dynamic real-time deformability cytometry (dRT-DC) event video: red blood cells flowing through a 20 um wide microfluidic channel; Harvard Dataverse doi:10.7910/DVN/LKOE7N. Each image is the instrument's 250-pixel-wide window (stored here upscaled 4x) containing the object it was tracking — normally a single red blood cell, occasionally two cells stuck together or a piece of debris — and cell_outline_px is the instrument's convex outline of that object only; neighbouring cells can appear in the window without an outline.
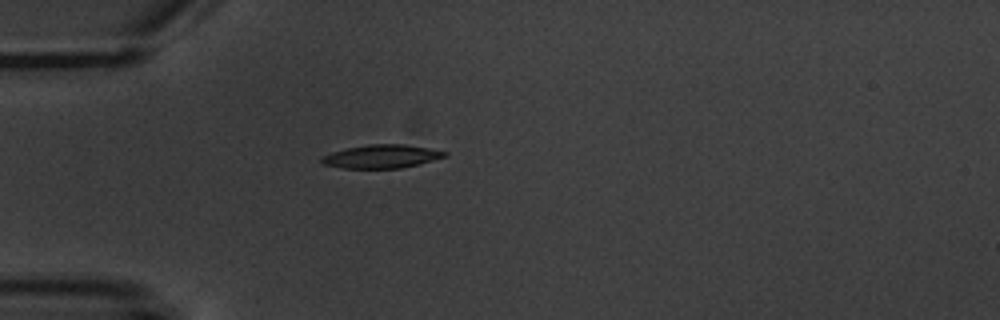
{"species": "common noctule bat (a hibernating species)", "species_latin": "Nyctalus noctula", "temperature_condition": "warm", "stored_images_in_passage": 1, "camera_frame_rate_fps": 3000, "um_per_image_px": 0.085, "animal": {"sex": "male", "body_mass_g": 20.1, "forearm_length_mm": 53.5}, "frame": {"image": 1, "passage_image": 1, "time_ms": 0.0, "image_size_px": [1000, 320], "cell_outline_px": [[448, 156], [420, 164], [400, 168], [344, 168], [324, 164], [320, 160], [320, 156], [332, 152], [348, 148], [368, 144], [404, 144], [428, 148], [448, 152]], "centroid_in_image_um": [32.45, 13.29], "position_along_channel_um": 52.5, "area_um2": 16.76}}